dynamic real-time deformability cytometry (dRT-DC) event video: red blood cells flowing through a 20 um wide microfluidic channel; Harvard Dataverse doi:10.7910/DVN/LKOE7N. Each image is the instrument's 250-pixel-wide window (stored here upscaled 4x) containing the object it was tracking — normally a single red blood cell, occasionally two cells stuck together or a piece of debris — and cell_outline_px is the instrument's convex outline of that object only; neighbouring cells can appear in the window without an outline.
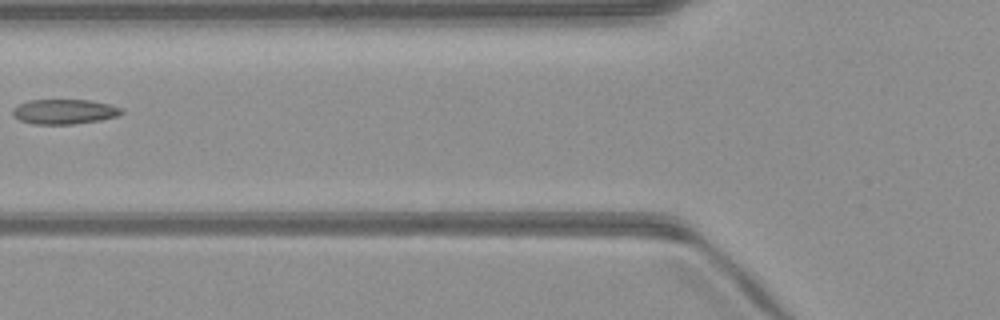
{"species": "common noctule bat (a hibernating species)", "species_latin": "Nyctalus noctula", "temperature_condition": "warm", "stored_images_in_passage": 22, "camera_frame_rate_fps": 3000, "um_per_image_px": 0.085, "animal": {"sex": "male", "body_mass_g": 23.1, "forearm_length_mm": 52.7}, "frame": {"image": 1, "passage_image": 4, "time_ms": 1.0, "image_size_px": [1000, 320], "cell_outline_px": [[124, 112], [116, 116], [96, 120], [72, 124], [36, 124], [20, 120], [12, 116], [12, 108], [16, 104], [28, 100], [88, 100], [108, 104], [124, 108]], "centroid_in_image_um": [5.41, 9.48], "position_along_channel_um": 120.4, "area_um2": 15.72}, "authors_computed_cell_mechanics": {"area_um2": 15.317, "velocity_mm_per_s": 4.0295, "shape_relaxation_time_tau1_ms": 8.3317, "shape_relaxation_time_tau2_ms": 0.8201, "deformation_change_tau1": 0.2407, "deformation_change_tau2": 0.0531}}